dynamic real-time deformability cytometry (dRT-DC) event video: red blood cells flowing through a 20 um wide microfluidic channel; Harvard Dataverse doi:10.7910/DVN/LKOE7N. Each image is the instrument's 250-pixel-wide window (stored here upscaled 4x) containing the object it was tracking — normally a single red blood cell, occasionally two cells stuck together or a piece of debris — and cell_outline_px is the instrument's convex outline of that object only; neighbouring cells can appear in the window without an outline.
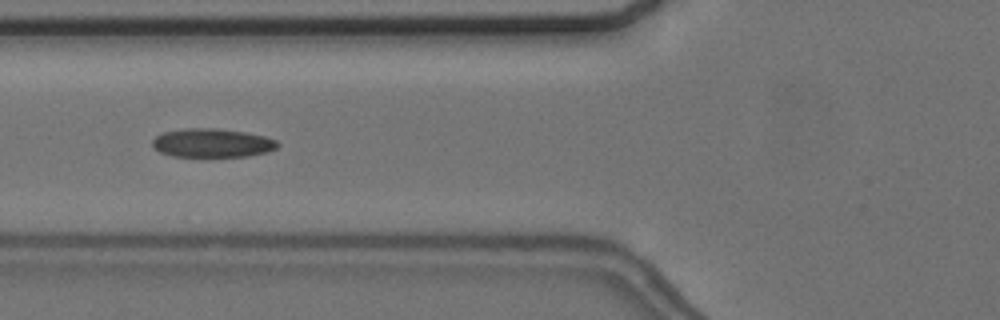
{"species": "common noctule bat (a hibernating species)", "species_latin": "Nyctalus noctula", "temperature_condition": "cold", "stored_images_in_passage": 43, "camera_frame_rate_fps": 3000, "um_per_image_px": 0.085, "animal": {"sex": "female", "body_mass_g": 24.6, "forearm_length_mm": 56.2}, "frame": {"image": 1, "passage_image": 12, "time_ms": 3.667, "image_size_px": [1000, 320], "cell_outline_px": [[280, 144], [276, 148], [268, 152], [248, 156], [172, 156], [160, 152], [152, 144], [152, 140], [156, 136], [164, 132], [184, 128], [216, 128], [244, 132], [264, 136], [276, 140]], "centroid_in_image_um": [18.05, 12.15], "position_along_channel_um": 107.8, "area_um2": 20.87}}
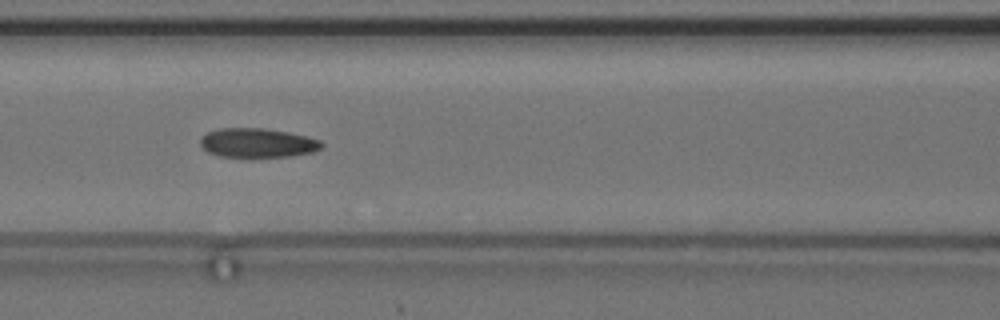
{"frame": {"image": 2, "passage_image": 15, "time_ms": 4.667, "image_size_px": [1000, 320], "cell_outline_px": [[324, 144], [320, 148], [312, 152], [292, 156], [220, 156], [208, 152], [200, 144], [200, 136], [208, 132], [220, 128], [264, 128], [288, 132], [308, 136], [320, 140]], "centroid_in_image_um": [21.89, 12.13], "position_along_channel_um": 144.7, "area_um2": 20.52}}
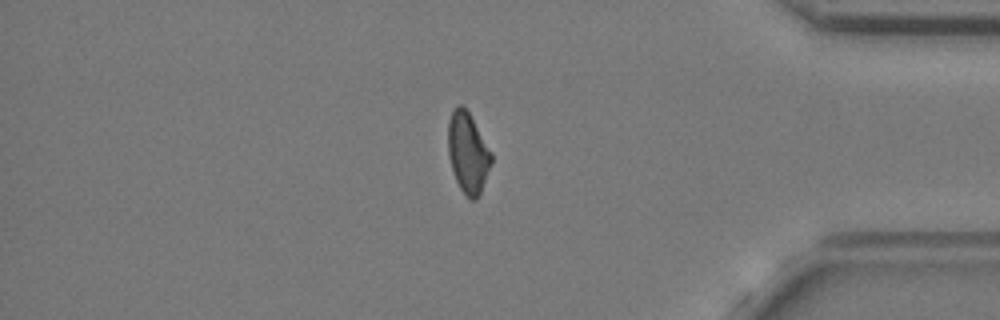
{"frame": {"image": 3, "passage_image": 38, "time_ms": 12.333, "image_size_px": [1000, 320], "cell_outline_px": [[492, 164], [480, 192], [476, 200], [468, 200], [460, 188], [456, 180], [448, 156], [448, 120], [456, 104], [460, 104], [468, 112], [492, 152]], "centroid_in_image_um": [39.77, 13.0], "position_along_channel_um": 395.4, "area_um2": 20.29}, "authors_computed_cell_mechanics": {"area_um2": 20.6924, "velocity_mm_per_s": 3.633, "shape_relaxation_time_tau1_ms": null, "shape_relaxation_time_tau2_ms": 6.9341, "deformation_change_tau1": null, "deformation_change_tau2": 0.1356}}